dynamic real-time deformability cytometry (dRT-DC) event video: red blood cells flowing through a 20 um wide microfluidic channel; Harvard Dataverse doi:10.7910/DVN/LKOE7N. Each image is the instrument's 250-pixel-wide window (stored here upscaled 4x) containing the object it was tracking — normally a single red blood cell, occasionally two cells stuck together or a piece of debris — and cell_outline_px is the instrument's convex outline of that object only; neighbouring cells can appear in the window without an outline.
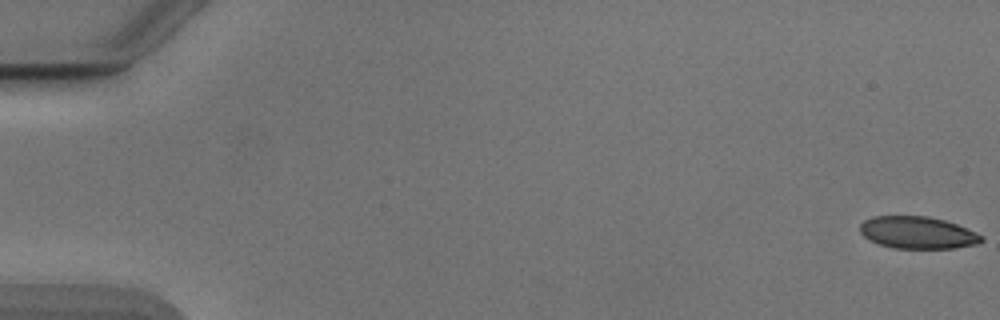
{"species": "Egyptian fruit bat (a non-hibernating species)", "species_latin": "Rousettus aegyptiacus", "temperature_condition": "cold", "stored_images_in_passage": 54, "camera_frame_rate_fps": 3000, "um_per_image_px": 0.085, "animal": {"sex": "male"}, "frame": {"image": 1, "passage_image": 1, "time_ms": 0.0, "image_size_px": [1000, 320], "cell_outline_px": [[984, 240], [976, 244], [952, 248], [892, 248], [868, 240], [860, 232], [860, 224], [864, 220], [872, 216], [928, 216], [944, 220], [956, 224], [984, 236]], "centroid_in_image_um": [77.97, 19.77], "position_along_channel_um": 7.0, "area_um2": 22.72}}
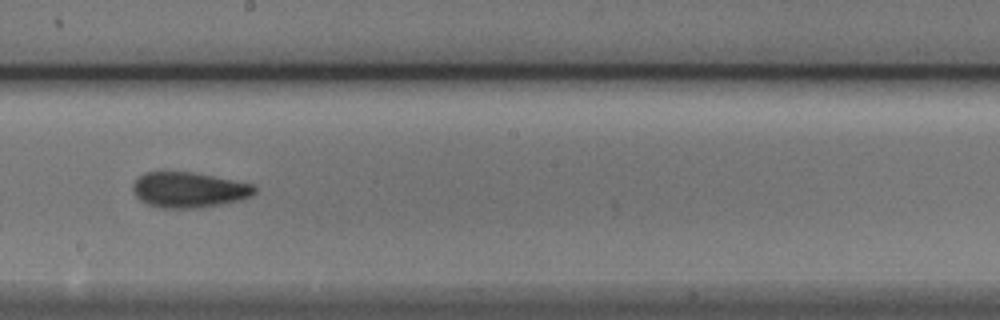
{"frame": {"image": 2, "passage_image": 31, "time_ms": 10.0, "image_size_px": [1000, 320], "cell_outline_px": [[256, 192], [252, 196], [240, 200], [224, 204], [196, 208], [160, 208], [148, 204], [140, 200], [136, 196], [132, 188], [132, 184], [140, 176], [148, 172], [188, 172], [212, 176], [252, 184], [256, 188]], "centroid_in_image_um": [16.06, 16.15], "position_along_channel_um": 232.1, "area_um2": 24.97}}
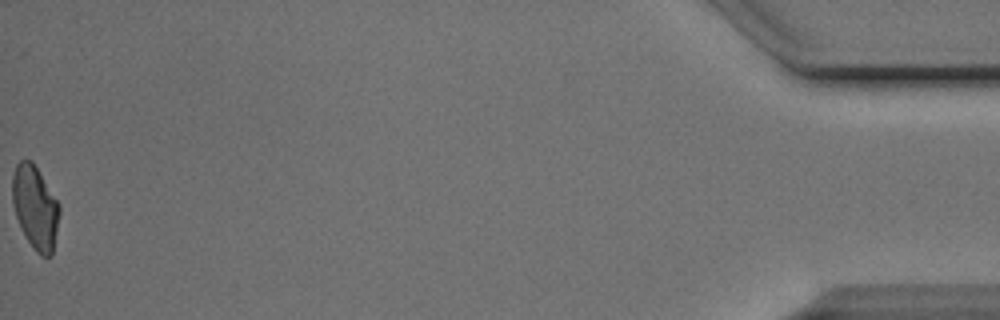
{"frame": {"image": 3, "passage_image": 54, "time_ms": 17.667, "image_size_px": [1000, 320], "cell_outline_px": [[60, 212], [52, 256], [40, 256], [36, 252], [20, 228], [12, 204], [12, 176], [16, 164], [20, 160], [32, 160], [60, 204]], "centroid_in_image_um": [2.99, 17.62], "position_along_channel_um": 432.2, "area_um2": 23.0}, "authors_computed_cell_mechanics": {"area_um2": 24.1893, "velocity_mm_per_s": 3.8934, "shape_relaxation_time_tau1_ms": 5.1848, "shape_relaxation_time_tau2_ms": 1.943, "deformation_change_tau1": 0.1569, "deformation_change_tau2": 0.0916}}